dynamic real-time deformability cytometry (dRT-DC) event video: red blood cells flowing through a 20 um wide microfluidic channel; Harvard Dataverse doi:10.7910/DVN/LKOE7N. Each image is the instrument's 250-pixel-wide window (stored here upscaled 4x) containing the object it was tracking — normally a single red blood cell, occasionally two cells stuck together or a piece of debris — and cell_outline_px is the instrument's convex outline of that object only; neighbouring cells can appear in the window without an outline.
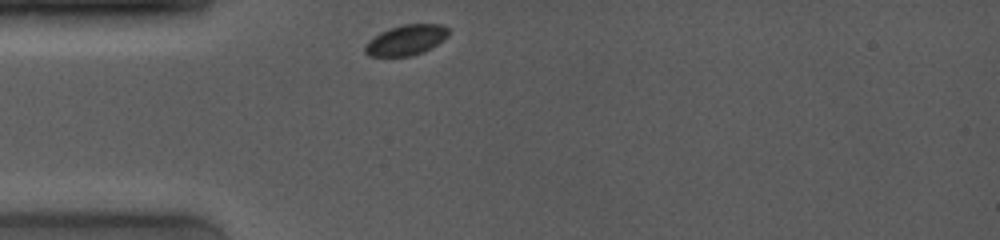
{"species": "common noctule bat (a hibernating species)", "species_latin": "Nyctalus noctula", "temperature_condition": "room temperature", "stored_images_in_passage": 40, "camera_frame_rate_fps": 4000, "um_per_image_px": 0.085, "animal": {"sex": "female", "body_mass_g": 19.0, "forearm_length_mm": 53.3}, "frame": {"image": 1, "passage_image": 1, "time_ms": 0.0, "image_size_px": [1000, 240], "cell_outline_px": [[448, 36], [444, 40], [432, 48], [424, 52], [412, 56], [368, 56], [364, 52], [364, 48], [368, 40], [380, 32], [404, 24], [440, 24], [448, 28]], "centroid_in_image_um": [34.52, 3.42], "position_along_channel_um": 50.5, "area_um2": 14.85}}
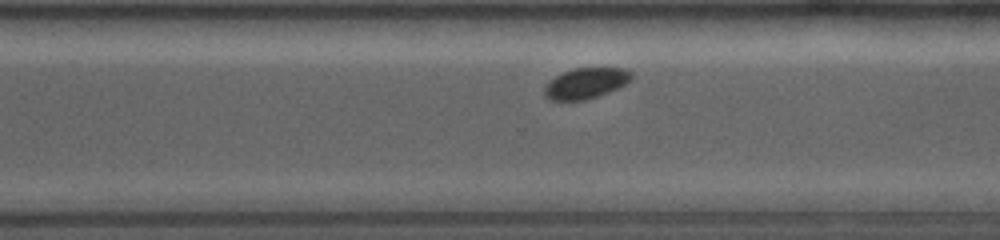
{"frame": {"image": 2, "passage_image": 30, "time_ms": 7.25, "image_size_px": [1000, 240], "cell_outline_px": [[632, 80], [608, 92], [584, 100], [548, 100], [544, 96], [544, 88], [556, 76], [564, 72], [576, 68], [624, 68], [632, 72]], "centroid_in_image_um": [49.8, 7.07], "position_along_channel_um": 320.8, "area_um2": 15.32}}
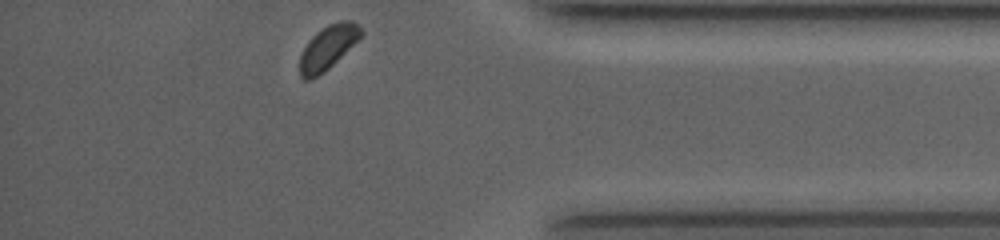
{"frame": {"image": 3, "passage_image": 40, "time_ms": 9.75, "image_size_px": [1000, 240], "cell_outline_px": [[364, 32], [324, 72], [308, 80], [304, 80], [300, 76], [300, 56], [308, 40], [316, 32], [328, 24], [340, 20], [352, 20]], "centroid_in_image_um": [27.83, 4.01], "position_along_channel_um": 407.4, "area_um2": 15.2}, "authors_computed_cell_mechanics": {"area_um2": 16.1551, "velocity_mm_per_s": 3.8811, "shape_relaxation_time_tau1_ms": 0.0887, "shape_relaxation_time_tau2_ms": null, "deformation_change_tau1": 0.0266, "deformation_change_tau2": null}}